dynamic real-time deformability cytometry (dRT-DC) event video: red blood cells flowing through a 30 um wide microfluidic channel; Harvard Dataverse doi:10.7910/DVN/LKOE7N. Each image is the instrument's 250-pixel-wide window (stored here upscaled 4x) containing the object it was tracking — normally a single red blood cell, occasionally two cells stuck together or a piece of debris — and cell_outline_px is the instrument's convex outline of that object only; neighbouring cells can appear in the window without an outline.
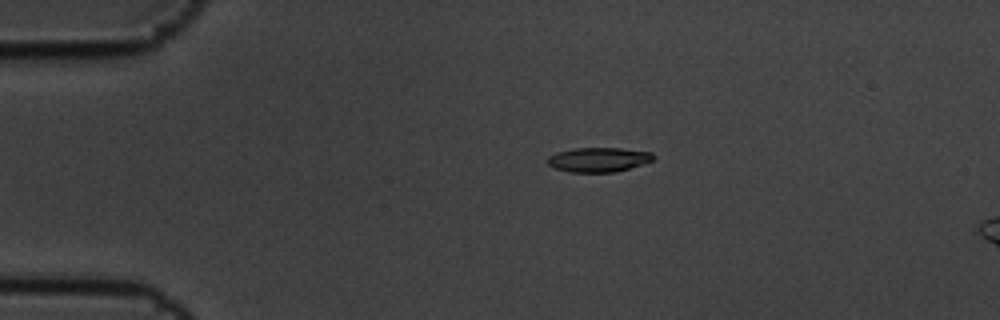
{"species": "common noctule bat (a hibernating species)", "species_latin": "Nyctalus noctula", "temperature_condition": "cold", "stored_images_in_passage": 6, "camera_frame_rate_fps": 3000, "um_per_image_px": 0.085, "animal": {"sex": "male", "body_mass_g": 19.5, "forearm_length_mm": 54.6}, "frame": {"image": 1, "passage_image": 4, "time_ms": 1.0, "image_size_px": [1000, 320], "cell_outline_px": [[656, 156], [652, 160], [616, 172], [568, 172], [556, 168], [548, 164], [548, 156], [556, 152], [572, 148], [620, 148], [652, 152]], "centroid_in_image_um": [50.85, 13.56], "position_along_channel_um": 34.1, "area_um2": 15.03}}